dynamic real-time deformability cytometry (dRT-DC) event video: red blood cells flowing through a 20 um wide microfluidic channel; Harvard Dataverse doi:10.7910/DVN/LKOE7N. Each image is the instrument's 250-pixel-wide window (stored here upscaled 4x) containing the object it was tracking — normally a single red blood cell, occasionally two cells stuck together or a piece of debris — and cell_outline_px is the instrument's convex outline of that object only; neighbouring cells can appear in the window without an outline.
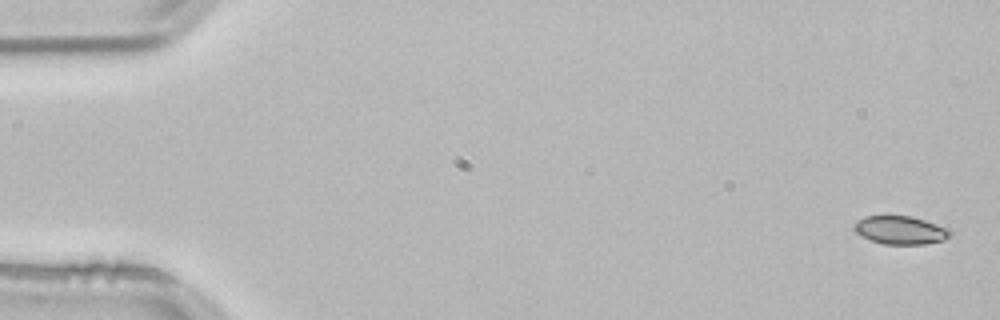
{"species": "common noctule bat (a hibernating species)", "species_latin": "Nyctalus noctula", "temperature_condition": "room temperature", "stored_images_in_passage": 53, "camera_frame_rate_fps": 3000, "um_per_image_px": 0.085, "animal": {"sex": "male", "body_mass_g": 21.5, "forearm_length_mm": 52.0}, "frame": {"image": 1, "passage_image": 1, "time_ms": 0.0, "image_size_px": [1000, 320], "cell_outline_px": [[952, 232], [944, 240], [924, 244], [884, 244], [860, 236], [852, 228], [856, 220], [864, 216], [912, 216], [948, 228]], "centroid_in_image_um": [76.5, 19.55], "position_along_channel_um": 8.5, "area_um2": 15.78}}
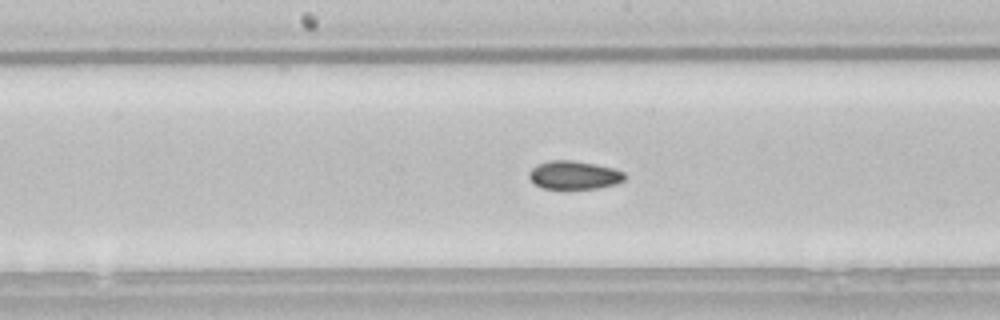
{"frame": {"image": 2, "passage_image": 27, "time_ms": 8.667, "image_size_px": [1000, 320], "cell_outline_px": [[624, 180], [616, 184], [596, 188], [544, 188], [536, 184], [528, 176], [528, 172], [536, 164], [552, 160], [572, 160], [596, 164], [612, 168], [624, 172]], "centroid_in_image_um": [48.78, 14.86], "position_along_channel_um": 199.4, "area_um2": 15.61}}
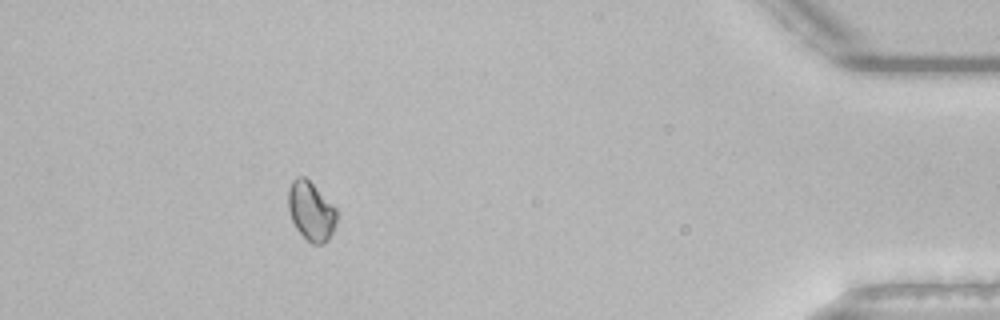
{"frame": {"image": 3, "passage_image": 48, "time_ms": 15.667, "image_size_px": [1000, 320], "cell_outline_px": [[336, 224], [328, 240], [324, 244], [312, 244], [296, 228], [292, 220], [288, 208], [288, 188], [292, 180], [296, 176], [304, 176], [336, 208]], "centroid_in_image_um": [26.42, 17.94], "position_along_channel_um": 408.8, "area_um2": 16.47}}